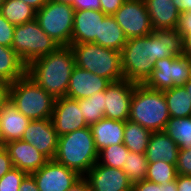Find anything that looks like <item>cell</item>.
I'll return each instance as SVG.
<instances>
[{
	"mask_svg": "<svg viewBox=\"0 0 191 191\" xmlns=\"http://www.w3.org/2000/svg\"><path fill=\"white\" fill-rule=\"evenodd\" d=\"M51 120L58 137L88 127L78 100L66 96L56 99Z\"/></svg>",
	"mask_w": 191,
	"mask_h": 191,
	"instance_id": "obj_14",
	"label": "cell"
},
{
	"mask_svg": "<svg viewBox=\"0 0 191 191\" xmlns=\"http://www.w3.org/2000/svg\"><path fill=\"white\" fill-rule=\"evenodd\" d=\"M184 87L186 88L188 94H190L191 99V78L185 83Z\"/></svg>",
	"mask_w": 191,
	"mask_h": 191,
	"instance_id": "obj_49",
	"label": "cell"
},
{
	"mask_svg": "<svg viewBox=\"0 0 191 191\" xmlns=\"http://www.w3.org/2000/svg\"><path fill=\"white\" fill-rule=\"evenodd\" d=\"M22 141L33 144L48 160H53L58 144V135L51 118L31 120L24 130Z\"/></svg>",
	"mask_w": 191,
	"mask_h": 191,
	"instance_id": "obj_13",
	"label": "cell"
},
{
	"mask_svg": "<svg viewBox=\"0 0 191 191\" xmlns=\"http://www.w3.org/2000/svg\"><path fill=\"white\" fill-rule=\"evenodd\" d=\"M31 120L17 110L10 100L0 111L2 146L5 143L20 140Z\"/></svg>",
	"mask_w": 191,
	"mask_h": 191,
	"instance_id": "obj_20",
	"label": "cell"
},
{
	"mask_svg": "<svg viewBox=\"0 0 191 191\" xmlns=\"http://www.w3.org/2000/svg\"><path fill=\"white\" fill-rule=\"evenodd\" d=\"M26 175V172L13 167L0 178V191H19L21 181Z\"/></svg>",
	"mask_w": 191,
	"mask_h": 191,
	"instance_id": "obj_34",
	"label": "cell"
},
{
	"mask_svg": "<svg viewBox=\"0 0 191 191\" xmlns=\"http://www.w3.org/2000/svg\"><path fill=\"white\" fill-rule=\"evenodd\" d=\"M59 47L39 26L36 20L15 25L12 49L28 66L34 60L54 52Z\"/></svg>",
	"mask_w": 191,
	"mask_h": 191,
	"instance_id": "obj_7",
	"label": "cell"
},
{
	"mask_svg": "<svg viewBox=\"0 0 191 191\" xmlns=\"http://www.w3.org/2000/svg\"><path fill=\"white\" fill-rule=\"evenodd\" d=\"M161 191H178L177 177L173 181H168L166 184H161Z\"/></svg>",
	"mask_w": 191,
	"mask_h": 191,
	"instance_id": "obj_47",
	"label": "cell"
},
{
	"mask_svg": "<svg viewBox=\"0 0 191 191\" xmlns=\"http://www.w3.org/2000/svg\"><path fill=\"white\" fill-rule=\"evenodd\" d=\"M147 158L146 153L128 152L127 159L122 170L127 174L132 184L145 180L147 174Z\"/></svg>",
	"mask_w": 191,
	"mask_h": 191,
	"instance_id": "obj_30",
	"label": "cell"
},
{
	"mask_svg": "<svg viewBox=\"0 0 191 191\" xmlns=\"http://www.w3.org/2000/svg\"><path fill=\"white\" fill-rule=\"evenodd\" d=\"M0 146H2V132H1V125H0Z\"/></svg>",
	"mask_w": 191,
	"mask_h": 191,
	"instance_id": "obj_50",
	"label": "cell"
},
{
	"mask_svg": "<svg viewBox=\"0 0 191 191\" xmlns=\"http://www.w3.org/2000/svg\"><path fill=\"white\" fill-rule=\"evenodd\" d=\"M164 131L178 145L179 149L191 148V116L185 118L170 117Z\"/></svg>",
	"mask_w": 191,
	"mask_h": 191,
	"instance_id": "obj_28",
	"label": "cell"
},
{
	"mask_svg": "<svg viewBox=\"0 0 191 191\" xmlns=\"http://www.w3.org/2000/svg\"><path fill=\"white\" fill-rule=\"evenodd\" d=\"M15 25L8 22L0 12V45L12 47Z\"/></svg>",
	"mask_w": 191,
	"mask_h": 191,
	"instance_id": "obj_35",
	"label": "cell"
},
{
	"mask_svg": "<svg viewBox=\"0 0 191 191\" xmlns=\"http://www.w3.org/2000/svg\"><path fill=\"white\" fill-rule=\"evenodd\" d=\"M66 191H91L89 182L85 177H81Z\"/></svg>",
	"mask_w": 191,
	"mask_h": 191,
	"instance_id": "obj_44",
	"label": "cell"
},
{
	"mask_svg": "<svg viewBox=\"0 0 191 191\" xmlns=\"http://www.w3.org/2000/svg\"><path fill=\"white\" fill-rule=\"evenodd\" d=\"M27 66L11 47L0 45V79L13 83L23 77Z\"/></svg>",
	"mask_w": 191,
	"mask_h": 191,
	"instance_id": "obj_24",
	"label": "cell"
},
{
	"mask_svg": "<svg viewBox=\"0 0 191 191\" xmlns=\"http://www.w3.org/2000/svg\"><path fill=\"white\" fill-rule=\"evenodd\" d=\"M79 108L88 126L98 122L104 115V91L94 93L89 98L78 99Z\"/></svg>",
	"mask_w": 191,
	"mask_h": 191,
	"instance_id": "obj_29",
	"label": "cell"
},
{
	"mask_svg": "<svg viewBox=\"0 0 191 191\" xmlns=\"http://www.w3.org/2000/svg\"><path fill=\"white\" fill-rule=\"evenodd\" d=\"M10 101L30 120H42L51 118L56 99L26 73L10 83Z\"/></svg>",
	"mask_w": 191,
	"mask_h": 191,
	"instance_id": "obj_6",
	"label": "cell"
},
{
	"mask_svg": "<svg viewBox=\"0 0 191 191\" xmlns=\"http://www.w3.org/2000/svg\"><path fill=\"white\" fill-rule=\"evenodd\" d=\"M176 30L183 36L184 54L191 58V11L180 13Z\"/></svg>",
	"mask_w": 191,
	"mask_h": 191,
	"instance_id": "obj_33",
	"label": "cell"
},
{
	"mask_svg": "<svg viewBox=\"0 0 191 191\" xmlns=\"http://www.w3.org/2000/svg\"><path fill=\"white\" fill-rule=\"evenodd\" d=\"M13 168L11 158L4 148L0 146V178Z\"/></svg>",
	"mask_w": 191,
	"mask_h": 191,
	"instance_id": "obj_39",
	"label": "cell"
},
{
	"mask_svg": "<svg viewBox=\"0 0 191 191\" xmlns=\"http://www.w3.org/2000/svg\"><path fill=\"white\" fill-rule=\"evenodd\" d=\"M170 117L185 118L191 116V99L184 86L172 87L163 91Z\"/></svg>",
	"mask_w": 191,
	"mask_h": 191,
	"instance_id": "obj_25",
	"label": "cell"
},
{
	"mask_svg": "<svg viewBox=\"0 0 191 191\" xmlns=\"http://www.w3.org/2000/svg\"><path fill=\"white\" fill-rule=\"evenodd\" d=\"M110 84L108 79L75 66L70 77L66 97L77 100L89 98L95 92L105 91Z\"/></svg>",
	"mask_w": 191,
	"mask_h": 191,
	"instance_id": "obj_16",
	"label": "cell"
},
{
	"mask_svg": "<svg viewBox=\"0 0 191 191\" xmlns=\"http://www.w3.org/2000/svg\"><path fill=\"white\" fill-rule=\"evenodd\" d=\"M10 100V83L0 79V111Z\"/></svg>",
	"mask_w": 191,
	"mask_h": 191,
	"instance_id": "obj_41",
	"label": "cell"
},
{
	"mask_svg": "<svg viewBox=\"0 0 191 191\" xmlns=\"http://www.w3.org/2000/svg\"><path fill=\"white\" fill-rule=\"evenodd\" d=\"M128 148L122 143L105 147L98 152V164L122 169L127 159Z\"/></svg>",
	"mask_w": 191,
	"mask_h": 191,
	"instance_id": "obj_31",
	"label": "cell"
},
{
	"mask_svg": "<svg viewBox=\"0 0 191 191\" xmlns=\"http://www.w3.org/2000/svg\"><path fill=\"white\" fill-rule=\"evenodd\" d=\"M180 13L191 11V0H173Z\"/></svg>",
	"mask_w": 191,
	"mask_h": 191,
	"instance_id": "obj_45",
	"label": "cell"
},
{
	"mask_svg": "<svg viewBox=\"0 0 191 191\" xmlns=\"http://www.w3.org/2000/svg\"><path fill=\"white\" fill-rule=\"evenodd\" d=\"M3 146L11 158L13 167L27 174L37 171L48 161L33 144L21 139L5 143Z\"/></svg>",
	"mask_w": 191,
	"mask_h": 191,
	"instance_id": "obj_17",
	"label": "cell"
},
{
	"mask_svg": "<svg viewBox=\"0 0 191 191\" xmlns=\"http://www.w3.org/2000/svg\"><path fill=\"white\" fill-rule=\"evenodd\" d=\"M48 1L63 3V4L70 5V6H72L74 3V0H48Z\"/></svg>",
	"mask_w": 191,
	"mask_h": 191,
	"instance_id": "obj_48",
	"label": "cell"
},
{
	"mask_svg": "<svg viewBox=\"0 0 191 191\" xmlns=\"http://www.w3.org/2000/svg\"><path fill=\"white\" fill-rule=\"evenodd\" d=\"M106 15L98 10L75 11L71 44L94 43Z\"/></svg>",
	"mask_w": 191,
	"mask_h": 191,
	"instance_id": "obj_18",
	"label": "cell"
},
{
	"mask_svg": "<svg viewBox=\"0 0 191 191\" xmlns=\"http://www.w3.org/2000/svg\"><path fill=\"white\" fill-rule=\"evenodd\" d=\"M177 175L176 165L169 164L166 161H156L148 163L145 180L157 184H166L168 181L175 180Z\"/></svg>",
	"mask_w": 191,
	"mask_h": 191,
	"instance_id": "obj_32",
	"label": "cell"
},
{
	"mask_svg": "<svg viewBox=\"0 0 191 191\" xmlns=\"http://www.w3.org/2000/svg\"><path fill=\"white\" fill-rule=\"evenodd\" d=\"M113 17L127 39L147 36L153 32L144 0H126Z\"/></svg>",
	"mask_w": 191,
	"mask_h": 191,
	"instance_id": "obj_10",
	"label": "cell"
},
{
	"mask_svg": "<svg viewBox=\"0 0 191 191\" xmlns=\"http://www.w3.org/2000/svg\"><path fill=\"white\" fill-rule=\"evenodd\" d=\"M125 121L102 118L90 125L94 144L98 152L105 147L123 143Z\"/></svg>",
	"mask_w": 191,
	"mask_h": 191,
	"instance_id": "obj_22",
	"label": "cell"
},
{
	"mask_svg": "<svg viewBox=\"0 0 191 191\" xmlns=\"http://www.w3.org/2000/svg\"><path fill=\"white\" fill-rule=\"evenodd\" d=\"M54 160L84 177L98 161L90 127L59 136Z\"/></svg>",
	"mask_w": 191,
	"mask_h": 191,
	"instance_id": "obj_3",
	"label": "cell"
},
{
	"mask_svg": "<svg viewBox=\"0 0 191 191\" xmlns=\"http://www.w3.org/2000/svg\"><path fill=\"white\" fill-rule=\"evenodd\" d=\"M153 30L176 29L180 12L173 0H144Z\"/></svg>",
	"mask_w": 191,
	"mask_h": 191,
	"instance_id": "obj_19",
	"label": "cell"
},
{
	"mask_svg": "<svg viewBox=\"0 0 191 191\" xmlns=\"http://www.w3.org/2000/svg\"><path fill=\"white\" fill-rule=\"evenodd\" d=\"M74 56L69 46H59L54 52L34 60L27 66V74L55 99L66 96Z\"/></svg>",
	"mask_w": 191,
	"mask_h": 191,
	"instance_id": "obj_2",
	"label": "cell"
},
{
	"mask_svg": "<svg viewBox=\"0 0 191 191\" xmlns=\"http://www.w3.org/2000/svg\"><path fill=\"white\" fill-rule=\"evenodd\" d=\"M132 191H161V184L142 180L133 184Z\"/></svg>",
	"mask_w": 191,
	"mask_h": 191,
	"instance_id": "obj_40",
	"label": "cell"
},
{
	"mask_svg": "<svg viewBox=\"0 0 191 191\" xmlns=\"http://www.w3.org/2000/svg\"><path fill=\"white\" fill-rule=\"evenodd\" d=\"M75 11L80 10H98L101 11L100 0H74L72 5Z\"/></svg>",
	"mask_w": 191,
	"mask_h": 191,
	"instance_id": "obj_37",
	"label": "cell"
},
{
	"mask_svg": "<svg viewBox=\"0 0 191 191\" xmlns=\"http://www.w3.org/2000/svg\"><path fill=\"white\" fill-rule=\"evenodd\" d=\"M179 147L165 131L152 132L148 141L146 158L148 163L166 161L177 164Z\"/></svg>",
	"mask_w": 191,
	"mask_h": 191,
	"instance_id": "obj_21",
	"label": "cell"
},
{
	"mask_svg": "<svg viewBox=\"0 0 191 191\" xmlns=\"http://www.w3.org/2000/svg\"><path fill=\"white\" fill-rule=\"evenodd\" d=\"M126 42L127 37L113 15H106L100 22L99 38L94 44L121 52Z\"/></svg>",
	"mask_w": 191,
	"mask_h": 191,
	"instance_id": "obj_23",
	"label": "cell"
},
{
	"mask_svg": "<svg viewBox=\"0 0 191 191\" xmlns=\"http://www.w3.org/2000/svg\"><path fill=\"white\" fill-rule=\"evenodd\" d=\"M151 131L130 120L125 121L123 144L130 152L146 153Z\"/></svg>",
	"mask_w": 191,
	"mask_h": 191,
	"instance_id": "obj_26",
	"label": "cell"
},
{
	"mask_svg": "<svg viewBox=\"0 0 191 191\" xmlns=\"http://www.w3.org/2000/svg\"><path fill=\"white\" fill-rule=\"evenodd\" d=\"M183 54V36L176 29L153 30L147 36L127 39L121 51L124 79L143 84L157 60Z\"/></svg>",
	"mask_w": 191,
	"mask_h": 191,
	"instance_id": "obj_1",
	"label": "cell"
},
{
	"mask_svg": "<svg viewBox=\"0 0 191 191\" xmlns=\"http://www.w3.org/2000/svg\"><path fill=\"white\" fill-rule=\"evenodd\" d=\"M170 119L163 91L135 84L129 120L151 132L164 131Z\"/></svg>",
	"mask_w": 191,
	"mask_h": 191,
	"instance_id": "obj_4",
	"label": "cell"
},
{
	"mask_svg": "<svg viewBox=\"0 0 191 191\" xmlns=\"http://www.w3.org/2000/svg\"><path fill=\"white\" fill-rule=\"evenodd\" d=\"M31 175L34 177L39 191H66L82 177L54 159L48 160Z\"/></svg>",
	"mask_w": 191,
	"mask_h": 191,
	"instance_id": "obj_12",
	"label": "cell"
},
{
	"mask_svg": "<svg viewBox=\"0 0 191 191\" xmlns=\"http://www.w3.org/2000/svg\"><path fill=\"white\" fill-rule=\"evenodd\" d=\"M20 1H23L27 5H30L36 11L40 10L48 2V0H20Z\"/></svg>",
	"mask_w": 191,
	"mask_h": 191,
	"instance_id": "obj_46",
	"label": "cell"
},
{
	"mask_svg": "<svg viewBox=\"0 0 191 191\" xmlns=\"http://www.w3.org/2000/svg\"><path fill=\"white\" fill-rule=\"evenodd\" d=\"M19 191H39L36 181L31 174H27L21 181Z\"/></svg>",
	"mask_w": 191,
	"mask_h": 191,
	"instance_id": "obj_42",
	"label": "cell"
},
{
	"mask_svg": "<svg viewBox=\"0 0 191 191\" xmlns=\"http://www.w3.org/2000/svg\"><path fill=\"white\" fill-rule=\"evenodd\" d=\"M91 191H132L133 184L127 174L118 168L96 163L84 176Z\"/></svg>",
	"mask_w": 191,
	"mask_h": 191,
	"instance_id": "obj_15",
	"label": "cell"
},
{
	"mask_svg": "<svg viewBox=\"0 0 191 191\" xmlns=\"http://www.w3.org/2000/svg\"><path fill=\"white\" fill-rule=\"evenodd\" d=\"M135 84L123 79L112 82L104 91L105 118L126 121L130 117V107Z\"/></svg>",
	"mask_w": 191,
	"mask_h": 191,
	"instance_id": "obj_11",
	"label": "cell"
},
{
	"mask_svg": "<svg viewBox=\"0 0 191 191\" xmlns=\"http://www.w3.org/2000/svg\"><path fill=\"white\" fill-rule=\"evenodd\" d=\"M6 0H0V8H1V5L5 2Z\"/></svg>",
	"mask_w": 191,
	"mask_h": 191,
	"instance_id": "obj_51",
	"label": "cell"
},
{
	"mask_svg": "<svg viewBox=\"0 0 191 191\" xmlns=\"http://www.w3.org/2000/svg\"><path fill=\"white\" fill-rule=\"evenodd\" d=\"M178 191H191V175H177Z\"/></svg>",
	"mask_w": 191,
	"mask_h": 191,
	"instance_id": "obj_43",
	"label": "cell"
},
{
	"mask_svg": "<svg viewBox=\"0 0 191 191\" xmlns=\"http://www.w3.org/2000/svg\"><path fill=\"white\" fill-rule=\"evenodd\" d=\"M0 12L13 25H22L36 17V10L20 0H6L1 5Z\"/></svg>",
	"mask_w": 191,
	"mask_h": 191,
	"instance_id": "obj_27",
	"label": "cell"
},
{
	"mask_svg": "<svg viewBox=\"0 0 191 191\" xmlns=\"http://www.w3.org/2000/svg\"><path fill=\"white\" fill-rule=\"evenodd\" d=\"M191 78V58L185 54L157 60L154 70L143 83L145 86L164 91L181 87Z\"/></svg>",
	"mask_w": 191,
	"mask_h": 191,
	"instance_id": "obj_9",
	"label": "cell"
},
{
	"mask_svg": "<svg viewBox=\"0 0 191 191\" xmlns=\"http://www.w3.org/2000/svg\"><path fill=\"white\" fill-rule=\"evenodd\" d=\"M75 10L72 6L48 1L36 11L35 20L42 30L59 46H69L73 32Z\"/></svg>",
	"mask_w": 191,
	"mask_h": 191,
	"instance_id": "obj_8",
	"label": "cell"
},
{
	"mask_svg": "<svg viewBox=\"0 0 191 191\" xmlns=\"http://www.w3.org/2000/svg\"><path fill=\"white\" fill-rule=\"evenodd\" d=\"M75 65L108 79L111 83L124 79L121 52L94 43L70 44Z\"/></svg>",
	"mask_w": 191,
	"mask_h": 191,
	"instance_id": "obj_5",
	"label": "cell"
},
{
	"mask_svg": "<svg viewBox=\"0 0 191 191\" xmlns=\"http://www.w3.org/2000/svg\"><path fill=\"white\" fill-rule=\"evenodd\" d=\"M126 0H100L101 11L105 15H114Z\"/></svg>",
	"mask_w": 191,
	"mask_h": 191,
	"instance_id": "obj_38",
	"label": "cell"
},
{
	"mask_svg": "<svg viewBox=\"0 0 191 191\" xmlns=\"http://www.w3.org/2000/svg\"><path fill=\"white\" fill-rule=\"evenodd\" d=\"M176 170L177 174L191 175V148L179 149Z\"/></svg>",
	"mask_w": 191,
	"mask_h": 191,
	"instance_id": "obj_36",
	"label": "cell"
}]
</instances>
